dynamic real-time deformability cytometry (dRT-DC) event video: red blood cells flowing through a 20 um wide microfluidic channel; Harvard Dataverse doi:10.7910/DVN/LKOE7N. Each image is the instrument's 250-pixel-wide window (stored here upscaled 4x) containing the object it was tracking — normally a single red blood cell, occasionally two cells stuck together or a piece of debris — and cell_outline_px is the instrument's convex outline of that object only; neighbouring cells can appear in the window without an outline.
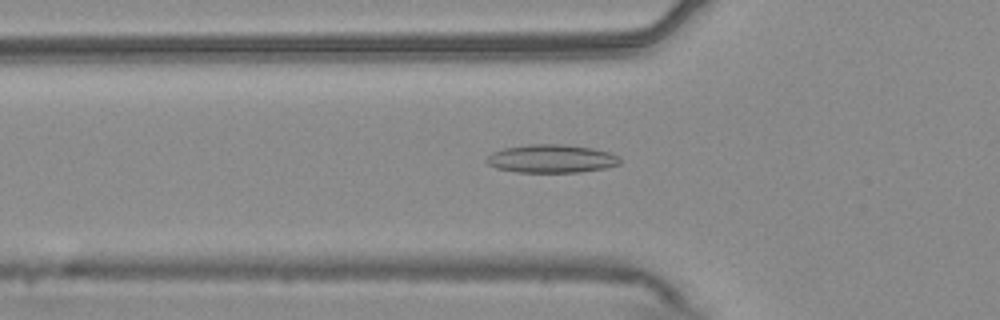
{"species": "common noctule bat (a hibernating species)", "species_latin": "Nyctalus noctula", "temperature_condition": "warm", "stored_images_in_passage": 41, "camera_frame_rate_fps": 3000, "um_per_image_px": 0.085, "animal": {"sex": "male", "body_mass_g": 20.4}, "frame": {"image": 1, "passage_image": 5, "time_ms": 1.333, "image_size_px": [1000, 320], "cell_outline_px": [[620, 164], [604, 168], [580, 172], [516, 172], [496, 168], [488, 164], [484, 160], [492, 152], [504, 148], [528, 144], [564, 144], [592, 148], [608, 152], [616, 156], [620, 160]], "centroid_in_image_um": [46.83, 13.48], "position_along_channel_um": 79.0, "area_um2": 21.91}}
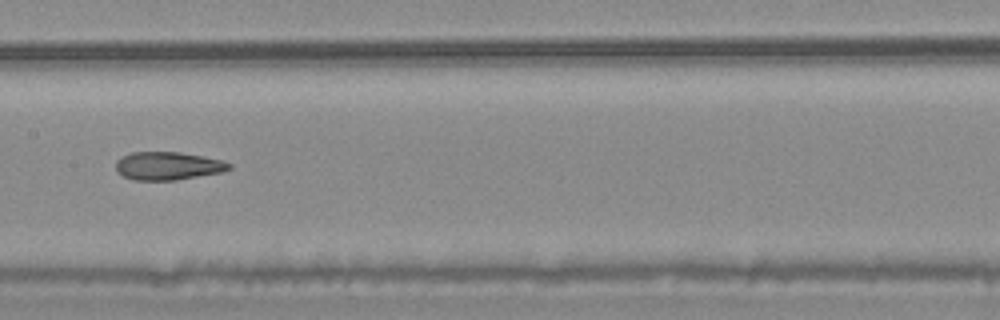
{"frame": {"image": 2, "passage_image": 14, "time_ms": 4.333, "image_size_px": [1000, 320], "cell_outline_px": [[232, 168], [224, 172], [176, 180], [132, 180], [116, 172], [116, 160], [132, 152], [180, 152], [224, 160], [232, 164]], "centroid_in_image_um": [14.31, 14.1], "position_along_channel_um": 193.1, "area_um2": 18.73}}
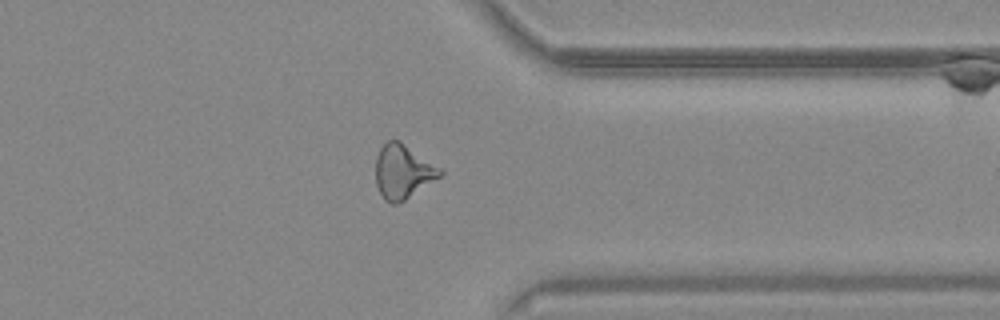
{"frame": {"image": 3, "passage_image": 29, "time_ms": 9.333, "image_size_px": [1000, 320], "cell_outline_px": [[444, 172], [440, 176], [404, 200], [396, 204], [392, 204], [384, 200], [376, 184], [376, 156], [380, 148], [388, 140], [400, 140], [440, 168]], "centroid_in_image_um": [34.22, 14.57], "position_along_channel_um": 377.2, "area_um2": 20.0}, "authors_computed_cell_mechanics": {"area_um2": 19.5364, "velocity_mm_per_s": 3.784, "shape_relaxation_time_tau1_ms": null, "shape_relaxation_time_tau2_ms": 1.8654, "deformation_change_tau1": null, "deformation_change_tau2": 0.1036}}